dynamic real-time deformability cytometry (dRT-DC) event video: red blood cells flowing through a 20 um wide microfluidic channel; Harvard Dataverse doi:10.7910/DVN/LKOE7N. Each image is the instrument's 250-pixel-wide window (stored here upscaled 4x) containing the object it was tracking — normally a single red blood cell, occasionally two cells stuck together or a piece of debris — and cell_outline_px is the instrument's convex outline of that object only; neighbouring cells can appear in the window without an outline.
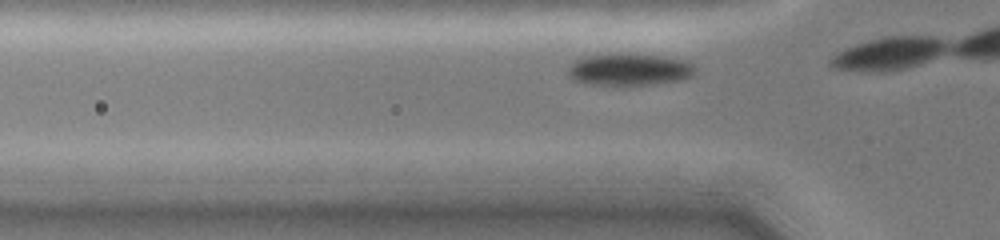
{"species": "common noctule bat (a hibernating species)", "species_latin": "Nyctalus noctula", "temperature_condition": "cold", "stored_images_in_passage": 3, "camera_frame_rate_fps": 3000, "um_per_image_px": 0.085, "animal": {"sex": "female", "body_mass_g": 19.0, "forearm_length_mm": 51.5}, "frame": {"image": 1, "passage_image": 2, "time_ms": 0.333, "image_size_px": [1000, 240], "cell_outline_px": [[696, 68], [692, 76], [676, 80], [652, 84], [596, 84], [576, 80], [568, 72], [568, 68], [576, 60], [584, 56], [616, 52], [620, 52], [660, 56], [684, 60], [692, 64]], "centroid_in_image_um": [53.5, 5.86], "position_along_channel_um": 72.3, "area_um2": 23.35}}